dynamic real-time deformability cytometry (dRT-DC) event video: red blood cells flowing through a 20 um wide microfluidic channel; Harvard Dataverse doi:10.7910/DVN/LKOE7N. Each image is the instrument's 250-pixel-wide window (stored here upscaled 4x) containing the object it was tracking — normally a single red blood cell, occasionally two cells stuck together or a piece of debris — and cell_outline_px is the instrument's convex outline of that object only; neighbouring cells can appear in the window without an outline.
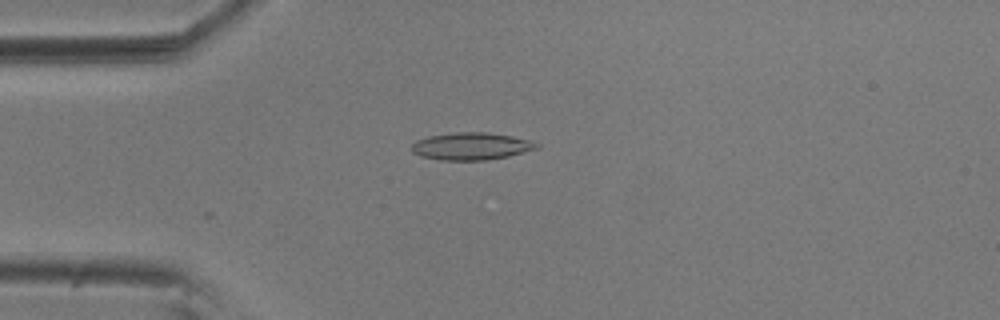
{"species": "common noctule bat (a hibernating species)", "species_latin": "Nyctalus noctula", "temperature_condition": "room temperature", "stored_images_in_passage": 7, "camera_frame_rate_fps": 3000, "um_per_image_px": 0.085, "animal": {"sex": "male", "body_mass_g": 20.5, "forearm_length_mm": 52.5}, "frame": {"image": 1, "passage_image": 1, "time_ms": 0.0, "image_size_px": [1000, 320], "cell_outline_px": [[540, 148], [508, 156], [488, 160], [440, 160], [420, 156], [412, 152], [412, 144], [416, 140], [428, 136], [456, 132], [488, 132], [512, 136], [528, 140], [540, 144]], "centroid_in_image_um": [40.06, 12.43], "position_along_channel_um": 44.9, "area_um2": 20.0}}
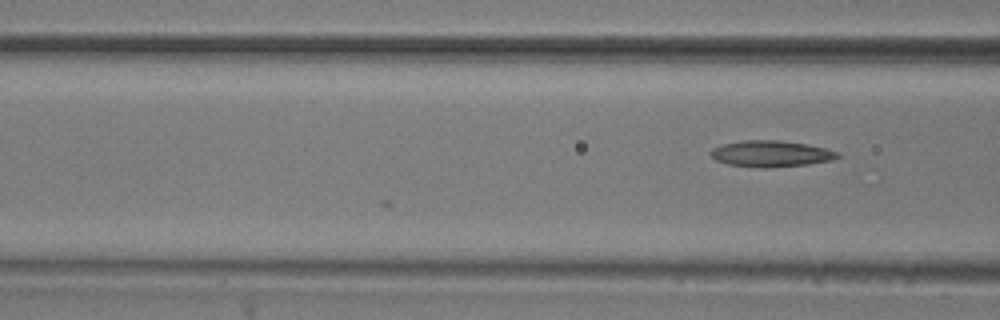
{"frame": {"image": 2, "passage_image": 7, "time_ms": 2.0, "image_size_px": [1000, 320], "cell_outline_px": [[840, 156], [832, 160], [808, 164], [764, 168], [760, 168], [728, 164], [716, 160], [712, 156], [712, 148], [720, 144], [744, 140], [780, 140], [804, 144], [824, 148], [840, 152]], "centroid_in_image_um": [65.53, 13.06], "position_along_channel_um": 101.1, "area_um2": 19.31}}